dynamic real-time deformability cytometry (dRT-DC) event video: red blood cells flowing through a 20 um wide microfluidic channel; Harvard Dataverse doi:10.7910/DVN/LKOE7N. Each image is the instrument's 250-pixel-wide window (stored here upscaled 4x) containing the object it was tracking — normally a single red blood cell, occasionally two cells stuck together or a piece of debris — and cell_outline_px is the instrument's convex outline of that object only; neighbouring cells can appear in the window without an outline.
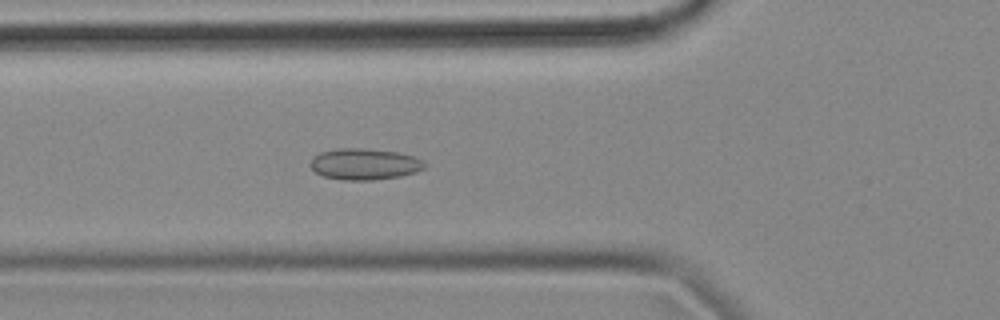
{"species": "common noctule bat (a hibernating species)", "species_latin": "Nyctalus noctula", "temperature_condition": "cold", "stored_images_in_passage": 43, "camera_frame_rate_fps": 3000, "um_per_image_px": 0.085, "animal": {"sex": "female", "body_mass_g": 18.4}, "frame": {"image": 1, "passage_image": 7, "time_ms": 2.0, "image_size_px": [1000, 320], "cell_outline_px": [[428, 164], [424, 168], [416, 172], [400, 176], [372, 180], [344, 180], [324, 176], [316, 172], [308, 164], [312, 156], [320, 152], [336, 148], [364, 148], [396, 152], [412, 156]], "centroid_in_image_um": [30.94, 13.94], "position_along_channel_um": 94.9, "area_um2": 20.87}}
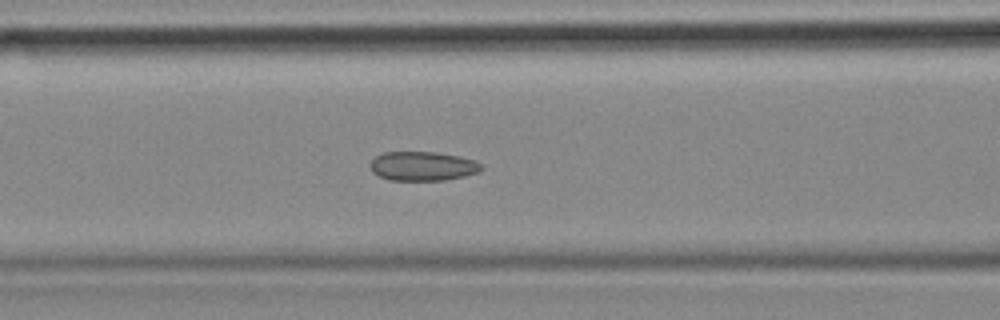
{"frame": {"image": 2, "passage_image": 10, "time_ms": 3.0, "image_size_px": [1000, 320], "cell_outline_px": [[484, 168], [480, 172], [464, 176], [444, 180], [388, 180], [372, 172], [368, 164], [376, 156], [384, 152], [436, 152], [456, 156], [472, 160], [484, 164]], "centroid_in_image_um": [35.92, 14.12], "position_along_channel_um": 130.7, "area_um2": 18.96}}
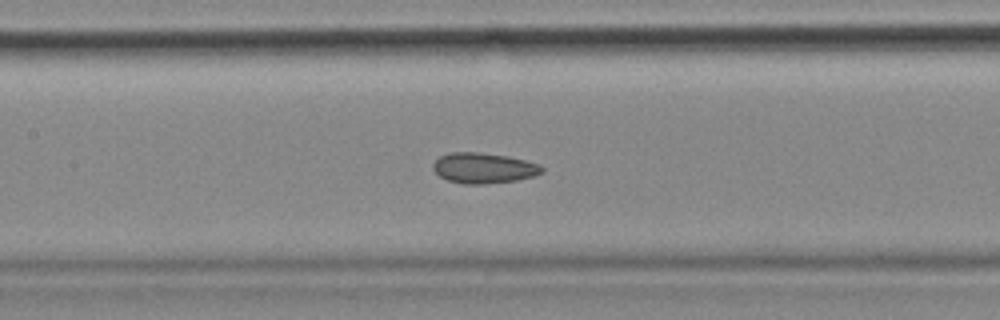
{"frame": {"image": 3, "passage_image": 13, "time_ms": 4.0, "image_size_px": [1000, 320], "cell_outline_px": [[544, 172], [532, 176], [516, 180], [484, 184], [464, 184], [448, 180], [440, 176], [432, 168], [432, 164], [440, 156], [452, 152], [480, 152], [508, 156], [540, 164], [544, 168]], "centroid_in_image_um": [41.11, 14.28], "position_along_channel_um": 166.3, "area_um2": 19.31}, "authors_computed_cell_mechanics": {"area_um2": 19.1318, "velocity_mm_per_s": 3.5677, "shape_relaxation_time_tau1_ms": null, "shape_relaxation_time_tau2_ms": 3.0958, "deformation_change_tau1": null, "deformation_change_tau2": 0.0808}}